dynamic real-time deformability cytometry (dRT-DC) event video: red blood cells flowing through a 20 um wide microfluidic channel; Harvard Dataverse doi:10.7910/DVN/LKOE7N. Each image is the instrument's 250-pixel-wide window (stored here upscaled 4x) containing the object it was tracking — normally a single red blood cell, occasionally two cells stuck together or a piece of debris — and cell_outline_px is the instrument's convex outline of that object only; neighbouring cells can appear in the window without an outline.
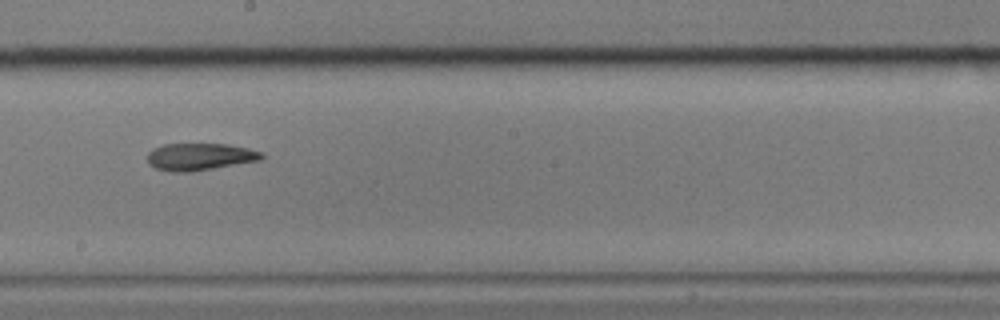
{"species": "common noctule bat (a hibernating species)", "species_latin": "Nyctalus noctula", "temperature_condition": "cold", "stored_images_in_passage": 9, "camera_frame_rate_fps": 3000, "um_per_image_px": 0.085, "animal": {"sex": "male", "body_mass_g": 17.9}, "frame": {"image": 1, "passage_image": 9, "time_ms": 2.667, "image_size_px": [1000, 320], "cell_outline_px": [[264, 156], [260, 160], [192, 172], [172, 172], [156, 168], [148, 164], [148, 152], [152, 148], [164, 144], [228, 144], [248, 148], [264, 152]], "centroid_in_image_um": [16.98, 13.32], "position_along_channel_um": 231.2, "area_um2": 18.21}}